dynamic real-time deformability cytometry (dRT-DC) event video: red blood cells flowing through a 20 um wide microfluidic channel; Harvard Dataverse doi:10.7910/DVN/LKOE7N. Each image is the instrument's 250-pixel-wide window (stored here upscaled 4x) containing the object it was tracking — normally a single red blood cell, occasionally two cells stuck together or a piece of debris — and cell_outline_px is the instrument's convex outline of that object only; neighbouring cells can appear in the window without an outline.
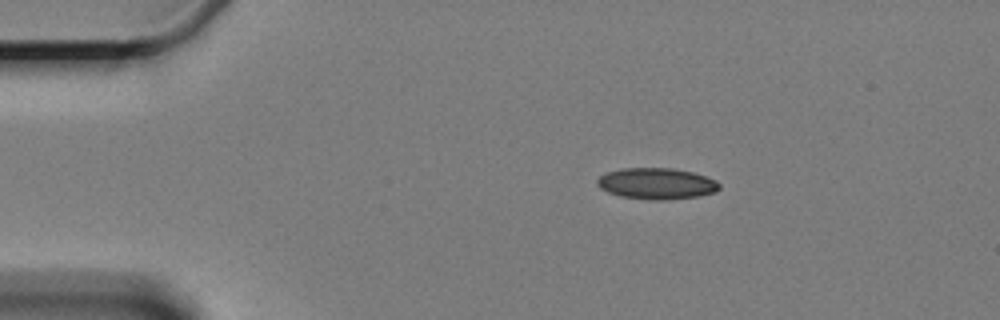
{"species": "Egyptian fruit bat (a non-hibernating species)", "species_latin": "Rousettus aegyptiacus", "temperature_condition": "cold", "stored_images_in_passage": 3, "camera_frame_rate_fps": 3000, "um_per_image_px": 0.085, "animal": {"sex": "female"}, "frame": {"image": 1, "passage_image": 1, "time_ms": 0.0, "image_size_px": [1000, 320], "cell_outline_px": [[720, 188], [716, 192], [700, 196], [668, 200], [648, 200], [620, 196], [608, 192], [600, 188], [596, 184], [596, 180], [600, 176], [608, 172], [620, 168], [672, 168], [692, 172], [716, 180], [720, 184]], "centroid_in_image_um": [55.81, 15.61], "position_along_channel_um": 29.2, "area_um2": 22.43}}